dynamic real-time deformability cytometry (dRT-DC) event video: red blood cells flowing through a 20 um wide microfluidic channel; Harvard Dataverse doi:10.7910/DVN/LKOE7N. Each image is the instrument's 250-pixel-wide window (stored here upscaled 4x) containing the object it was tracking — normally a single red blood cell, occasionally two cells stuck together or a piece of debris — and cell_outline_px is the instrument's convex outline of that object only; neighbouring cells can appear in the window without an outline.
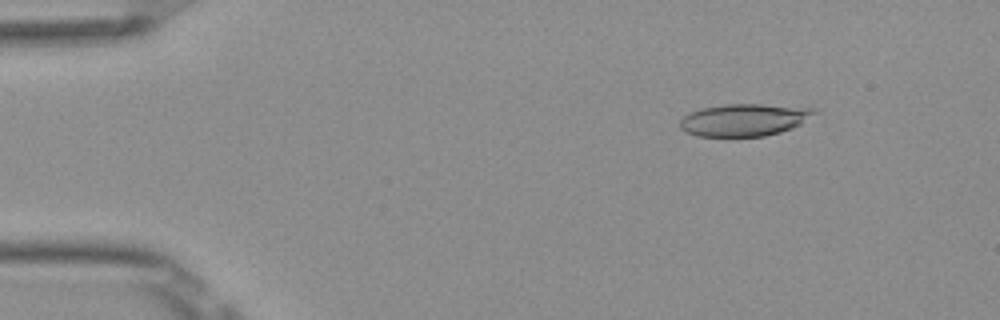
{"species": "Egyptian fruit bat (a non-hibernating species)", "species_latin": "Rousettus aegyptiacus", "temperature_condition": "room temperature", "stored_images_in_passage": 27, "camera_frame_rate_fps": 3000, "um_per_image_px": 0.085, "frame": {"image": 1, "passage_image": 6, "time_ms": 1.667, "image_size_px": [1000, 320], "cell_outline_px": [[816, 112], [800, 124], [792, 128], [780, 132], [764, 136], [700, 136], [688, 132], [680, 128], [680, 120], [684, 116], [700, 108], [724, 104], [760, 104], [816, 108]], "centroid_in_image_um": [63.26, 10.18], "position_along_channel_um": 21.7, "area_um2": 25.03}}
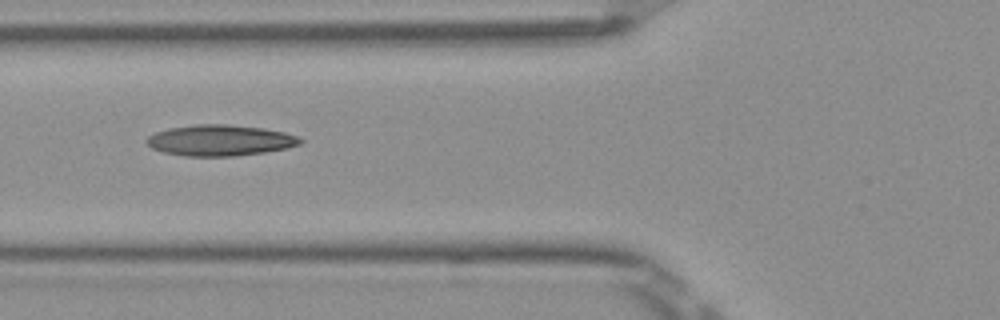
{"frame": {"image": 2, "passage_image": 19, "time_ms": 6.0, "image_size_px": [1000, 320], "cell_outline_px": [[304, 140], [300, 144], [288, 148], [264, 152], [232, 156], [184, 156], [164, 152], [152, 148], [144, 140], [148, 136], [156, 132], [168, 128], [196, 124], [224, 124], [264, 128], [284, 132], [296, 136]], "centroid_in_image_um": [18.69, 11.92], "position_along_channel_um": 107.1, "area_um2": 27.69}}
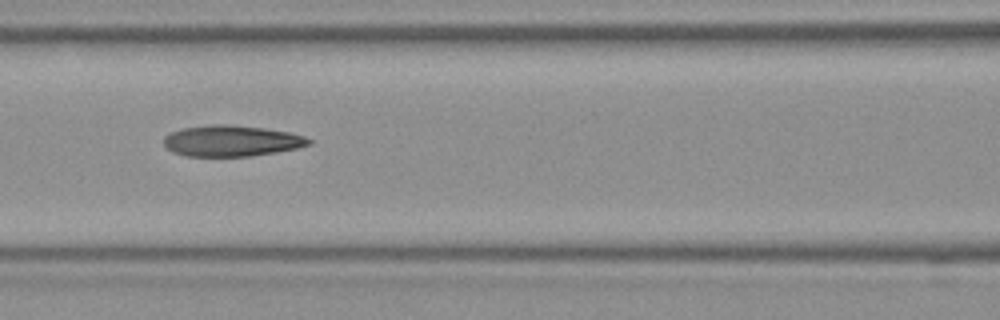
{"frame": {"image": 3, "passage_image": 22, "time_ms": 7.0, "image_size_px": [1000, 320], "cell_outline_px": [[312, 144], [296, 148], [276, 152], [248, 156], [184, 156], [172, 152], [164, 144], [164, 136], [172, 132], [184, 128], [212, 124], [228, 124], [264, 128], [288, 132], [304, 136], [312, 140]], "centroid_in_image_um": [19.68, 11.97], "position_along_channel_um": 146.9, "area_um2": 26.13}}